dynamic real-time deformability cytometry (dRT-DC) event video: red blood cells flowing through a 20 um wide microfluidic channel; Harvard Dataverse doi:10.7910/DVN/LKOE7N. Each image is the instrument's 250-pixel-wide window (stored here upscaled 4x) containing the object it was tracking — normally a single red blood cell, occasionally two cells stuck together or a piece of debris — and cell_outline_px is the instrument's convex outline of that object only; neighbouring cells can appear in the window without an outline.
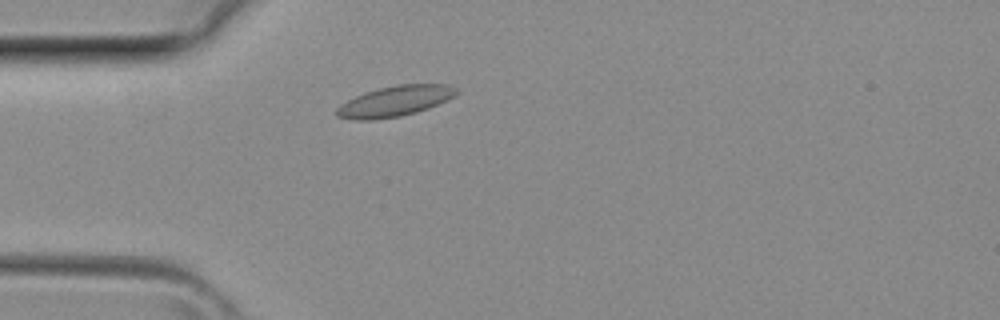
{"species": "common noctule bat (a hibernating species)", "species_latin": "Nyctalus noctula", "temperature_condition": "room temperature", "stored_images_in_passage": 30, "camera_frame_rate_fps": 3000, "um_per_image_px": 0.085, "animal": {"sex": "female", "body_mass_g": 29.2, "forearm_length_mm": 56.3}, "frame": {"image": 1, "passage_image": 2, "time_ms": 0.333, "image_size_px": [1000, 320], "cell_outline_px": [[460, 92], [448, 100], [428, 108], [416, 112], [400, 116], [372, 120], [356, 120], [336, 116], [332, 112], [340, 104], [364, 92], [396, 84], [448, 84], [456, 88]], "centroid_in_image_um": [33.55, 8.6], "position_along_channel_um": 51.4, "area_um2": 21.44}}
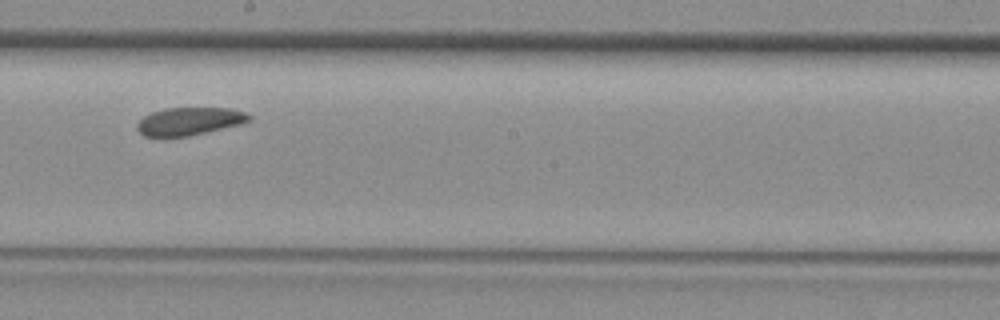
{"frame": {"image": 2, "passage_image": 13, "time_ms": 4.0, "image_size_px": [1000, 320], "cell_outline_px": [[252, 120], [240, 124], [188, 136], [144, 136], [136, 128], [136, 124], [144, 116], [152, 112], [164, 108], [228, 108], [244, 112], [252, 116]], "centroid_in_image_um": [16.09, 10.3], "position_along_channel_um": 232.1, "area_um2": 17.98}}
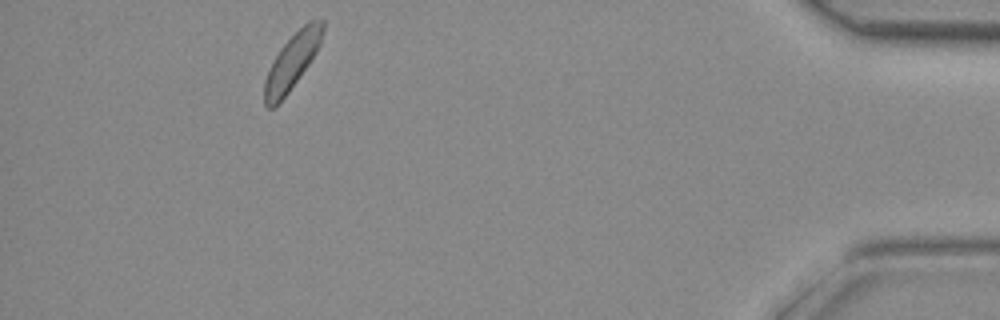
{"frame": {"image": 3, "passage_image": 27, "time_ms": 8.667, "image_size_px": [1000, 320], "cell_outline_px": [[324, 28], [320, 44], [316, 52], [308, 64], [288, 92], [272, 108], [268, 108], [264, 104], [264, 80], [280, 48], [308, 20], [324, 20]], "centroid_in_image_um": [24.83, 5.21], "position_along_channel_um": 410.4, "area_um2": 18.21}}